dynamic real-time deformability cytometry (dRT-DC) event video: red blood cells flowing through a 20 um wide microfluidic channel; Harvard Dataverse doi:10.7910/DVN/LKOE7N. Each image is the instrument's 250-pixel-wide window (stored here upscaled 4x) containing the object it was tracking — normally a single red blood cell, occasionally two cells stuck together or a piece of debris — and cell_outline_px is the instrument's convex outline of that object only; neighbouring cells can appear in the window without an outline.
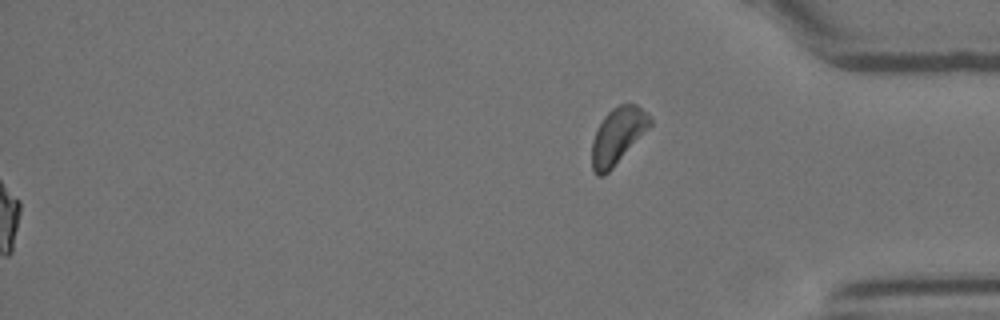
{"species": "Egyptian fruit bat (a non-hibernating species)", "species_latin": "Rousettus aegyptiacus", "temperature_condition": "room temperature", "stored_images_in_passage": 56, "segment_of_instrument_passage": [2, 2], "camera_frame_rate_fps": 3000, "um_per_image_px": 0.085, "animal": {"sex": "female"}, "frame": {"image": 1, "passage_image": 56, "time_ms": 18.333, "image_size_px": [1000, 320], "cell_outline_px": [[652, 124], [612, 168], [604, 176], [596, 176], [592, 172], [592, 140], [604, 116], [612, 108], [620, 104], [636, 104], [648, 112], [652, 120]], "centroid_in_image_um": [52.5, 11.54], "position_along_channel_um": 382.7, "area_um2": 18.9}}